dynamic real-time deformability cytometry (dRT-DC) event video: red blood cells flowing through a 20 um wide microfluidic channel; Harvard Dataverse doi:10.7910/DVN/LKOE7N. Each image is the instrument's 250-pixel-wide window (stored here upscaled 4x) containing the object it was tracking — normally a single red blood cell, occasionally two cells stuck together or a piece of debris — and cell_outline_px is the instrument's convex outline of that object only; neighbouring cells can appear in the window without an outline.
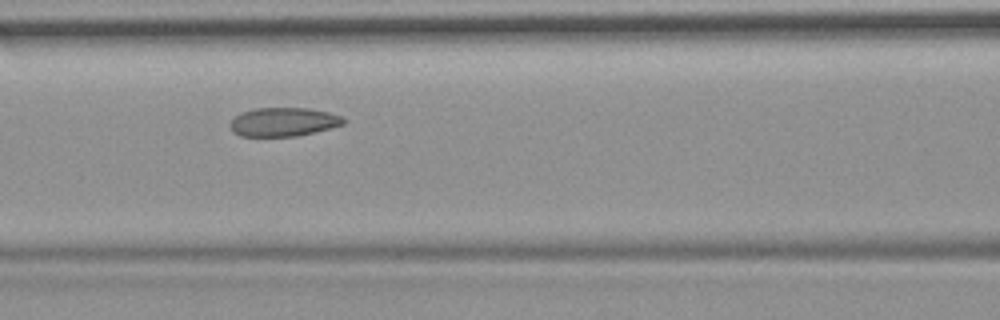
{"species": "common noctule bat (a hibernating species)", "species_latin": "Nyctalus noctula", "temperature_condition": "room temperature", "stored_images_in_passage": 45, "camera_frame_rate_fps": 3000, "um_per_image_px": 0.085, "animal": {"sex": "female", "body_mass_g": 19.9}, "frame": {"image": 1, "passage_image": 14, "time_ms": 4.333, "image_size_px": [1000, 320], "cell_outline_px": [[348, 120], [344, 124], [296, 136], [240, 136], [232, 132], [228, 124], [240, 112], [256, 108], [308, 108], [328, 112], [340, 116]], "centroid_in_image_um": [24.05, 10.36], "position_along_channel_um": 142.5, "area_um2": 18.96}, "authors_computed_cell_mechanics": {"area_um2": 19.7676, "velocity_mm_per_s": 3.6926, "shape_relaxation_time_tau1_ms": 5.8483, "shape_relaxation_time_tau2_ms": 1.4697, "deformation_change_tau1": 0.0984, "deformation_change_tau2": 0.0665}}